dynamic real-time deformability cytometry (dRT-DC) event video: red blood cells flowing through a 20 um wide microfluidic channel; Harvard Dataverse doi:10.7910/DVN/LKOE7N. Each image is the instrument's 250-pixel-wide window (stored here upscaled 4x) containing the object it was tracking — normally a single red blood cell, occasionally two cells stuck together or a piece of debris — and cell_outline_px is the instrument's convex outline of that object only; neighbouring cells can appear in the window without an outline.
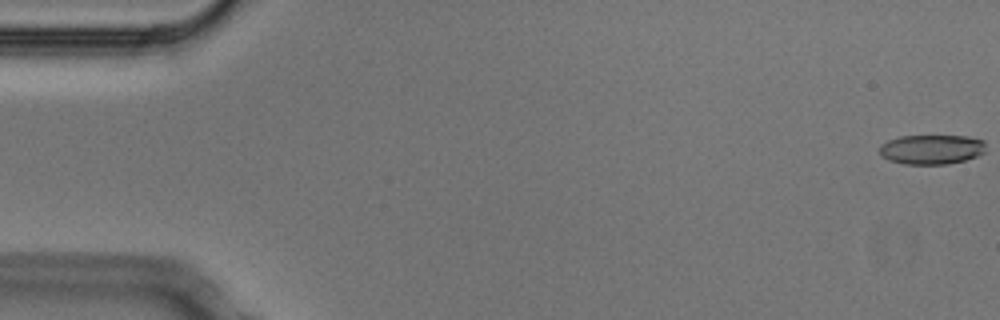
{"species": "Egyptian fruit bat (a non-hibernating species)", "species_latin": "Rousettus aegyptiacus", "temperature_condition": "cold", "stored_images_in_passage": 5, "segment_of_instrument_passage": [2, 2], "camera_frame_rate_fps": 3000, "um_per_image_px": 0.085, "animal": {"sex": "male"}, "frame": {"image": 1, "passage_image": 5, "time_ms": 1.333, "image_size_px": [1000, 320], "cell_outline_px": [[984, 152], [976, 156], [964, 160], [948, 164], [904, 164], [888, 160], [880, 156], [880, 144], [888, 140], [900, 136], [968, 136], [984, 140]], "centroid_in_image_um": [79.15, 12.7], "position_along_channel_um": 5.9, "area_um2": 18.38}}